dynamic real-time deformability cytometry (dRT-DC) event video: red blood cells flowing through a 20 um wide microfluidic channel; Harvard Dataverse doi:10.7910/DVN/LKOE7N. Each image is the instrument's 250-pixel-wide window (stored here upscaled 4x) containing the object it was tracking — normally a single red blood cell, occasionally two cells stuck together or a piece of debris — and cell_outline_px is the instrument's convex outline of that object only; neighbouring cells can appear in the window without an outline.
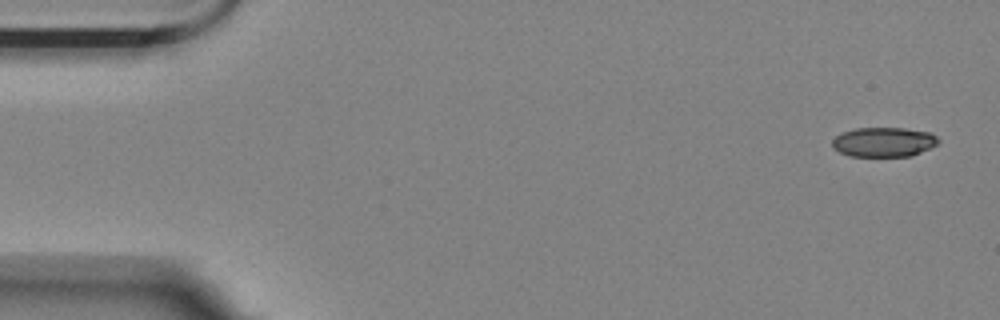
{"species": "Egyptian fruit bat (a non-hibernating species)", "species_latin": "Rousettus aegyptiacus", "temperature_condition": "room temperature", "stored_images_in_passage": 6, "camera_frame_rate_fps": 3000, "um_per_image_px": 0.085, "animal": {"sex": "female"}, "frame": {"image": 1, "passage_image": 1, "time_ms": 0.0, "image_size_px": [1000, 320], "cell_outline_px": [[940, 140], [936, 144], [912, 156], [848, 156], [832, 148], [832, 140], [840, 132], [856, 128], [904, 128], [928, 132], [936, 136]], "centroid_in_image_um": [75.07, 12.07], "position_along_channel_um": 9.9, "area_um2": 18.26}}